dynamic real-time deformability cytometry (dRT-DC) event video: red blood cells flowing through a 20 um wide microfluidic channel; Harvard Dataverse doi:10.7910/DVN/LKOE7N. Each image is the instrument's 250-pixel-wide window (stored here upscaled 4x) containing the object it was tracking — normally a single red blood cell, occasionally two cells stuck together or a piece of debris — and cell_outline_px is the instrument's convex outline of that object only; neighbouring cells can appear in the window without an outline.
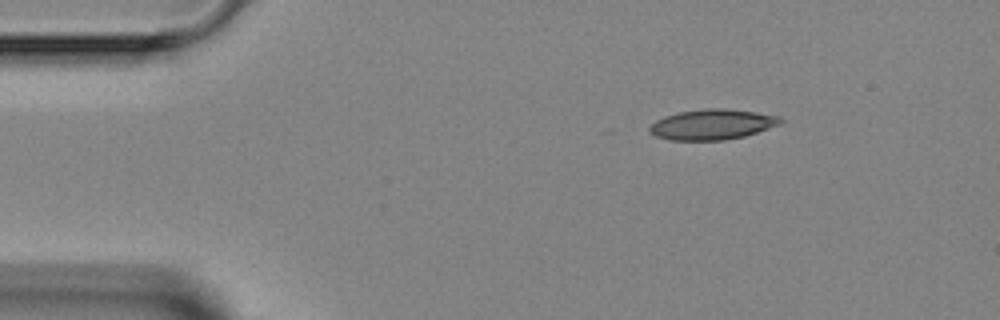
{"species": "Egyptian fruit bat (a non-hibernating species)", "species_latin": "Rousettus aegyptiacus", "temperature_condition": "room temperature", "stored_images_in_passage": 6, "camera_frame_rate_fps": 3000, "um_per_image_px": 0.085, "animal": {"sex": "female"}, "frame": {"image": 1, "passage_image": 1, "time_ms": 0.0, "image_size_px": [1000, 320], "cell_outline_px": [[784, 120], [780, 124], [744, 136], [724, 140], [668, 140], [656, 136], [648, 132], [648, 128], [656, 120], [664, 116], [676, 112], [704, 108], [724, 108], [756, 112], [780, 116]], "centroid_in_image_um": [60.51, 10.57], "position_along_channel_um": 24.5, "area_um2": 23.29}}
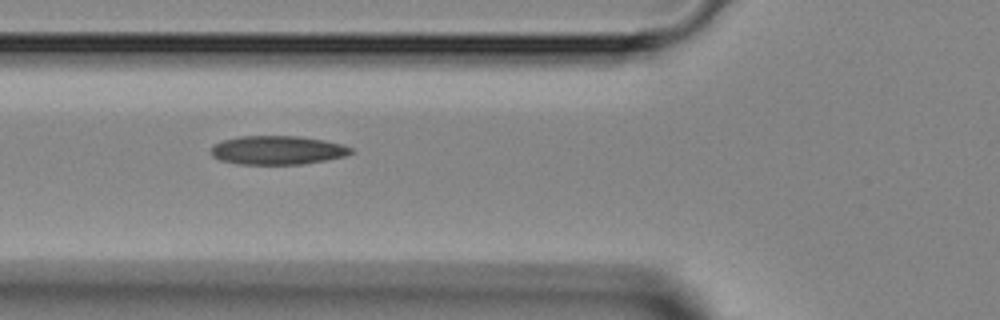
{"frame": {"image": 2, "passage_image": 4, "time_ms": 3.333, "image_size_px": [1000, 320], "cell_outline_px": [[356, 152], [344, 156], [304, 164], [240, 164], [220, 160], [212, 156], [212, 144], [224, 140], [240, 136], [300, 136], [324, 140], [340, 144], [352, 148]], "centroid_in_image_um": [23.59, 12.76], "position_along_channel_um": 102.2, "area_um2": 23.41}}
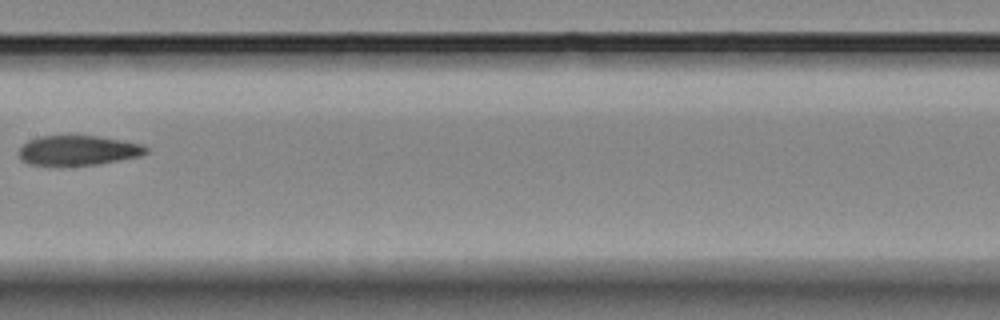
{"frame": {"image": 3, "passage_image": 6, "time_ms": 5.667, "image_size_px": [1000, 320], "cell_outline_px": [[148, 152], [140, 156], [96, 164], [56, 168], [52, 168], [28, 164], [20, 160], [20, 148], [28, 140], [40, 136], [96, 136], [124, 140], [144, 144], [148, 148]], "centroid_in_image_um": [6.6, 12.82], "position_along_channel_um": 200.8, "area_um2": 22.77}}